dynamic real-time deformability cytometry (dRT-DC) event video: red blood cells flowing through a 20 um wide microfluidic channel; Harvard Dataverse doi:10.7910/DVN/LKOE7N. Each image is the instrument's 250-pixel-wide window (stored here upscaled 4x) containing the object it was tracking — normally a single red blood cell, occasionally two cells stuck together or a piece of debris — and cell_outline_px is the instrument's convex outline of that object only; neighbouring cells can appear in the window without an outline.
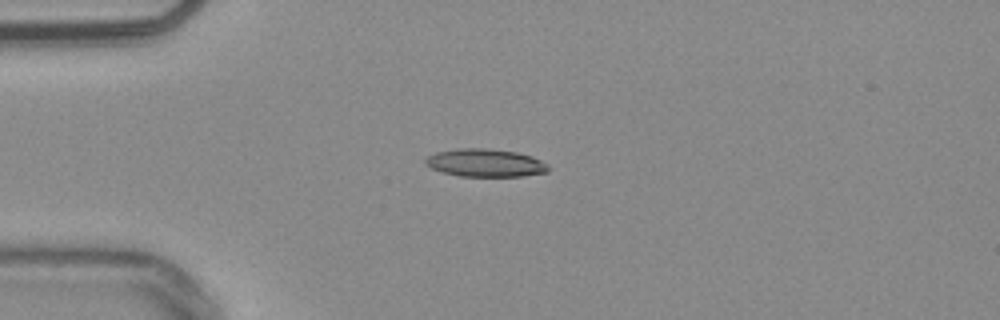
{"species": "common noctule bat (a hibernating species)", "species_latin": "Nyctalus noctula", "temperature_condition": "warm", "stored_images_in_passage": 41, "camera_frame_rate_fps": 3000, "um_per_image_px": 0.085, "animal": {"sex": "male", "body_mass_g": 20.4}, "frame": {"image": 1, "passage_image": 1, "time_ms": 0.0, "image_size_px": [1000, 320], "cell_outline_px": [[548, 172], [524, 176], [460, 176], [444, 172], [432, 168], [424, 164], [424, 160], [428, 156], [436, 152], [456, 148], [488, 148], [516, 152], [532, 156], [548, 164]], "centroid_in_image_um": [41.25, 13.84], "position_along_channel_um": 43.7, "area_um2": 20.0}}
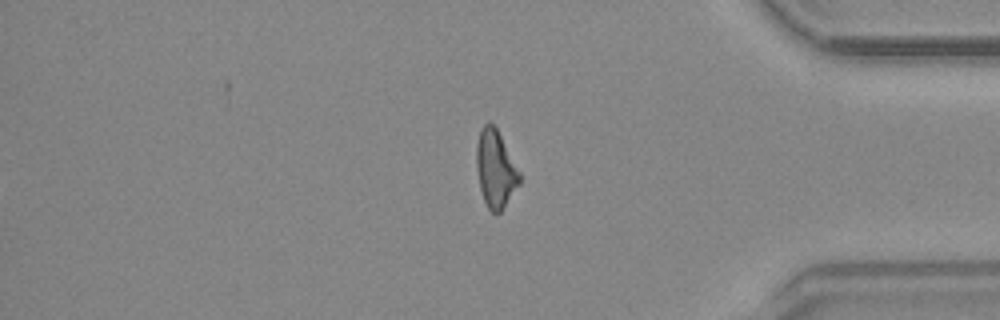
{"frame": {"image": 2, "passage_image": 32, "time_ms": 10.333, "image_size_px": [1000, 320], "cell_outline_px": [[520, 184], [504, 208], [496, 216], [488, 208], [484, 200], [480, 188], [476, 168], [476, 144], [480, 128], [488, 120], [496, 128], [520, 172]], "centroid_in_image_um": [42.11, 14.37], "position_along_channel_um": 393.1, "area_um2": 19.54}}
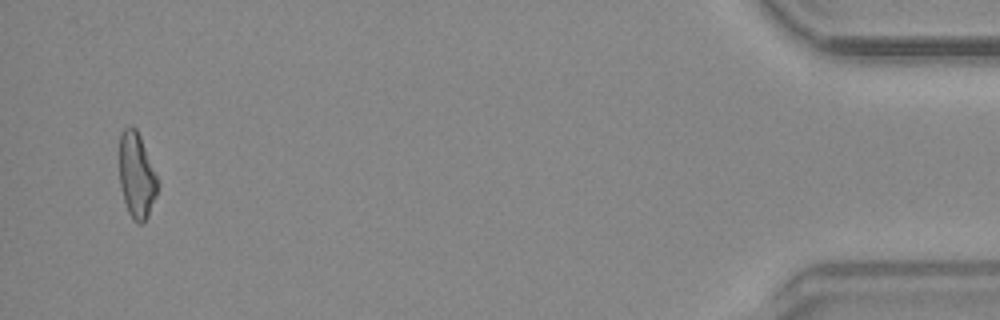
{"frame": {"image": 3, "passage_image": 39, "time_ms": 12.667, "image_size_px": [1000, 320], "cell_outline_px": [[160, 184], [156, 196], [148, 216], [140, 224], [136, 224], [132, 220], [128, 212], [124, 200], [120, 184], [120, 132], [128, 124], [132, 124], [136, 128], [140, 136]], "centroid_in_image_um": [11.62, 14.91], "position_along_channel_um": 423.6, "area_um2": 19.19}, "authors_computed_cell_mechanics": {"area_um2": 19.652, "velocity_mm_per_s": 3.817, "shape_relaxation_time_tau1_ms": 6.2187, "shape_relaxation_time_tau2_ms": 2.8291, "deformation_change_tau1": 0.1716, "deformation_change_tau2": 0.1255}}